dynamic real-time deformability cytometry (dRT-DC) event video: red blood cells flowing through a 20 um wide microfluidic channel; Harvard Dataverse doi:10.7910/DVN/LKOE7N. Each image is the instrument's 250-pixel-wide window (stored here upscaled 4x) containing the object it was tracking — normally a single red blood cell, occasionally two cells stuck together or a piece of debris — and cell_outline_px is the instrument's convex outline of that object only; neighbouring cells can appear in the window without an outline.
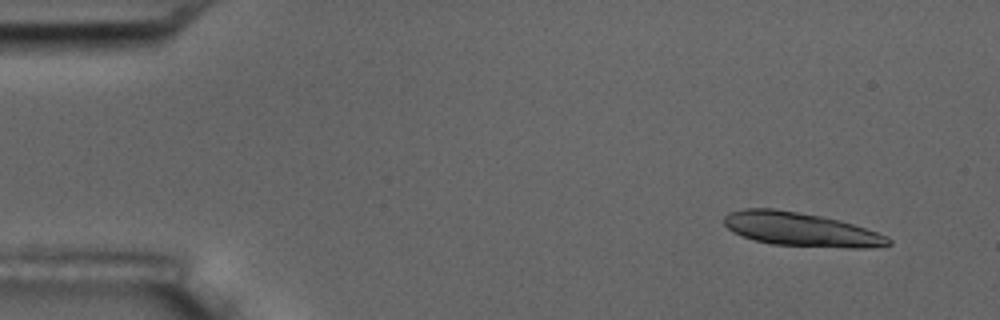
{"species": "common noctule bat (a hibernating species)", "species_latin": "Nyctalus noctula", "temperature_condition": "room temperature", "stored_images_in_passage": 5, "camera_frame_rate_fps": 3000, "um_per_image_px": 0.085, "animal": {"sex": "male", "body_mass_g": 17.5, "forearm_length_mm": 52.3}, "frame": {"image": 1, "passage_image": 2, "time_ms": 1.0, "image_size_px": [1000, 320], "cell_outline_px": [[892, 244], [868, 248], [848, 248], [772, 244], [756, 240], [732, 232], [724, 224], [724, 216], [728, 212], [744, 208], [776, 208], [820, 216], [840, 220], [876, 232], [892, 240]], "centroid_in_image_um": [68.04, 19.49], "position_along_channel_um": 17.0, "area_um2": 32.14}}